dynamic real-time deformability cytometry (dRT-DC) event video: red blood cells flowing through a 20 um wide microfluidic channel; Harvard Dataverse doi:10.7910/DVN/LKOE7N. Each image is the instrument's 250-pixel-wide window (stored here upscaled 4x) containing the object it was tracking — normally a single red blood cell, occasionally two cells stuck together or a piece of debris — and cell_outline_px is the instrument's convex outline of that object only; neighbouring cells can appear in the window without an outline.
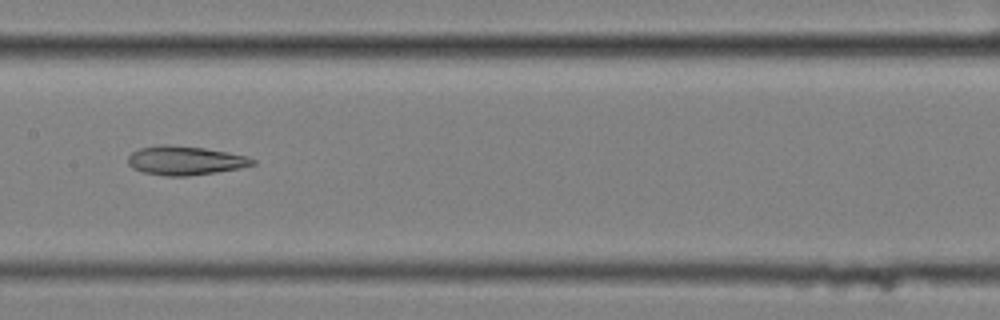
{"species": "common noctule bat (a hibernating species)", "species_latin": "Nyctalus noctula", "temperature_condition": "cold", "stored_images_in_passage": 8, "camera_frame_rate_fps": 3000, "um_per_image_px": 0.085, "animal": {"sex": "female", "body_mass_g": 25.1}, "frame": {"image": 1, "passage_image": 6, "time_ms": 1.667, "image_size_px": [1000, 320], "cell_outline_px": [[256, 164], [240, 168], [216, 172], [188, 176], [164, 176], [144, 172], [132, 168], [128, 164], [128, 156], [132, 152], [140, 148], [160, 144], [168, 144], [204, 148], [244, 156], [256, 160]], "centroid_in_image_um": [15.7, 13.65], "position_along_channel_um": 191.7, "area_um2": 20.92}}
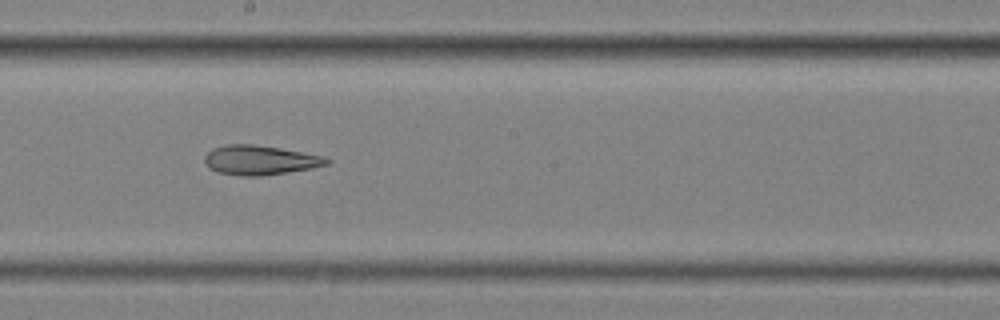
{"frame": {"image": 2, "passage_image": 7, "time_ms": 2.0, "image_size_px": [1000, 320], "cell_outline_px": [[332, 160], [328, 164], [312, 168], [260, 176], [240, 176], [216, 172], [208, 168], [204, 160], [204, 156], [212, 148], [228, 144], [252, 144], [280, 148], [324, 156]], "centroid_in_image_um": [22.07, 13.61], "position_along_channel_um": 226.1, "area_um2": 21.04}}
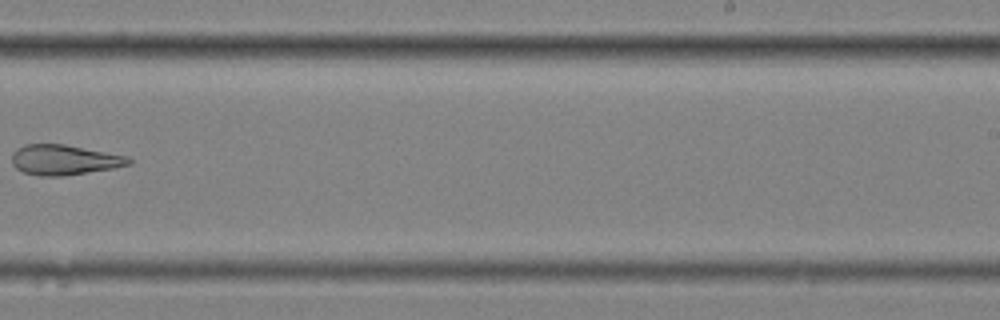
{"frame": {"image": 3, "passage_image": 8, "time_ms": 2.333, "image_size_px": [1000, 320], "cell_outline_px": [[132, 164], [112, 168], [64, 176], [40, 176], [24, 172], [16, 168], [12, 164], [12, 156], [16, 148], [24, 144], [64, 144], [128, 156], [132, 160]], "centroid_in_image_um": [5.45, 13.58], "position_along_channel_um": 283.5, "area_um2": 20.52}}